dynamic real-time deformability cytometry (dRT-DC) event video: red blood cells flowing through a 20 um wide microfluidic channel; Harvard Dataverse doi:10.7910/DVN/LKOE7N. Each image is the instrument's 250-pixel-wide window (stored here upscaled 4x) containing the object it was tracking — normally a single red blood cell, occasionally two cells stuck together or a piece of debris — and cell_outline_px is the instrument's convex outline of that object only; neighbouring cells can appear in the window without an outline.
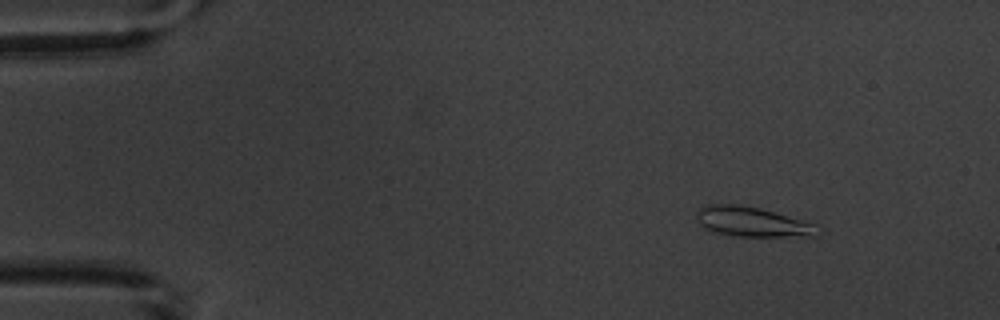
{"species": "common noctule bat (a hibernating species)", "species_latin": "Nyctalus noctula", "temperature_condition": "warm", "stored_images_in_passage": 6, "camera_frame_rate_fps": 3000, "um_per_image_px": 0.085, "animal": {"sex": "male", "body_mass_g": 20.1, "forearm_length_mm": 53.5}, "frame": {"image": 1, "passage_image": 2, "time_ms": 1.0, "image_size_px": [1000, 320], "cell_outline_px": [[820, 236], [736, 236], [716, 232], [700, 224], [696, 216], [696, 212], [704, 204], [736, 204], [760, 208], [816, 224]], "centroid_in_image_um": [63.94, 18.85], "position_along_channel_um": 21.1, "area_um2": 20.81}}
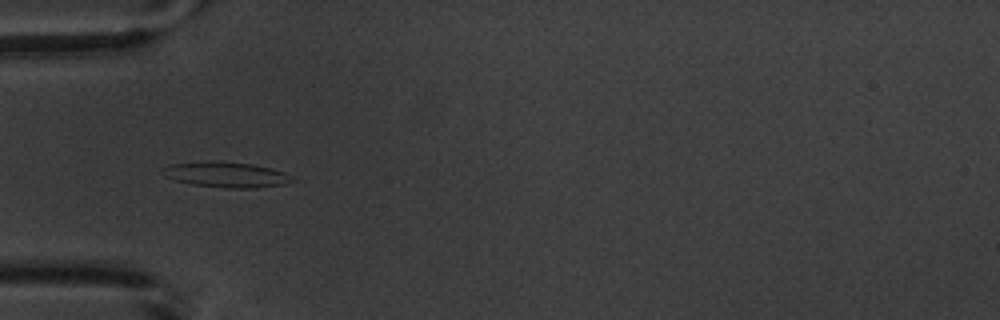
{"frame": {"image": 2, "passage_image": 5, "time_ms": 4.667, "image_size_px": [1000, 320], "cell_outline_px": [[296, 180], [284, 184], [256, 188], [228, 188], [192, 184], [176, 180], [164, 176], [160, 172], [160, 168], [172, 164], [216, 160], [252, 164], [284, 172], [292, 176]], "centroid_in_image_um": [19.2, 14.84], "position_along_channel_um": 65.8, "area_um2": 19.25}}